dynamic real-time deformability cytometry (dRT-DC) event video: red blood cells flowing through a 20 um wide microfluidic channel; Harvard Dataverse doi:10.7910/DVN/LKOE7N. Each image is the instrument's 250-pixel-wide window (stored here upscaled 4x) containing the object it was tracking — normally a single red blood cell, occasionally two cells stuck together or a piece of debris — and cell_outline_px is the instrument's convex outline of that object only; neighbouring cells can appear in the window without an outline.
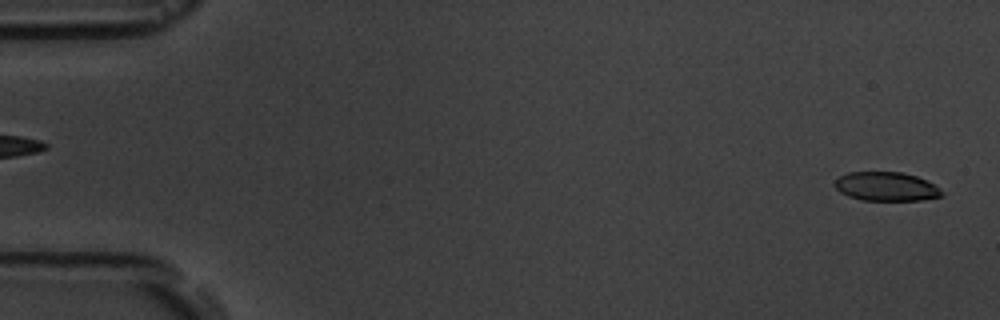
{"species": "common noctule bat (a hibernating species)", "species_latin": "Nyctalus noctula", "temperature_condition": "room temperature", "stored_images_in_passage": 5, "segment_of_instrument_passage": [2, 2], "camera_frame_rate_fps": 3000, "um_per_image_px": 0.085, "animal": {"sex": "male", "body_mass_g": 19.5, "forearm_length_mm": 54.6}, "frame": {"image": 1, "passage_image": 5, "time_ms": 4.333, "image_size_px": [1000, 320], "cell_outline_px": [[944, 196], [920, 200], [860, 200], [848, 196], [840, 192], [832, 184], [840, 176], [848, 172], [900, 172], [916, 176], [940, 188], [944, 192]], "centroid_in_image_um": [75.31, 15.86], "position_along_channel_um": 9.7, "area_um2": 18.03}}